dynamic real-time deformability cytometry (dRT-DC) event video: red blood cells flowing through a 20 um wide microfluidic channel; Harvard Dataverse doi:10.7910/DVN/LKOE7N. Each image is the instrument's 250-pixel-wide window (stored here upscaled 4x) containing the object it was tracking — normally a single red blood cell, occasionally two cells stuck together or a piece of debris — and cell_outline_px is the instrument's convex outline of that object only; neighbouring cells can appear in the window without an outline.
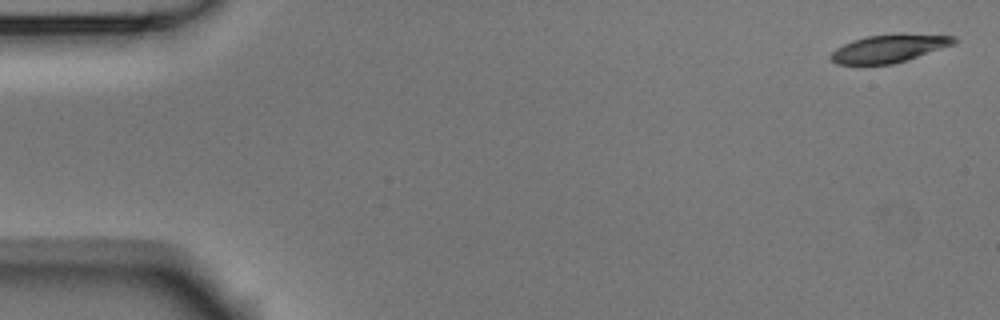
{"species": "Egyptian fruit bat (a non-hibernating species)", "species_latin": "Rousettus aegyptiacus", "temperature_condition": "room temperature", "stored_images_in_passage": 6, "camera_frame_rate_fps": 3000, "um_per_image_px": 0.085, "animal": {"sex": "male"}, "frame": {"image": 1, "passage_image": 1, "time_ms": 0.0, "image_size_px": [1000, 320], "cell_outline_px": [[956, 44], [892, 64], [836, 64], [828, 56], [836, 48], [852, 40], [868, 36], [896, 32], [900, 32], [956, 36]], "centroid_in_image_um": [75.6, 4.08], "position_along_channel_um": 9.4, "area_um2": 20.29}}
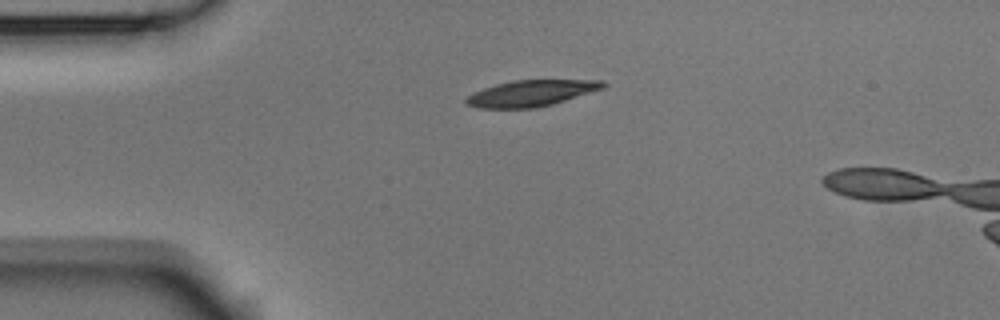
{"frame": {"image": 2, "passage_image": 4, "time_ms": 1.0, "image_size_px": [1000, 320], "cell_outline_px": [[608, 84], [604, 88], [552, 104], [536, 108], [480, 108], [464, 104], [464, 100], [468, 96], [484, 88], [496, 84], [512, 80], [604, 80]], "centroid_in_image_um": [45.16, 7.92], "position_along_channel_um": 39.8, "area_um2": 20.81}}